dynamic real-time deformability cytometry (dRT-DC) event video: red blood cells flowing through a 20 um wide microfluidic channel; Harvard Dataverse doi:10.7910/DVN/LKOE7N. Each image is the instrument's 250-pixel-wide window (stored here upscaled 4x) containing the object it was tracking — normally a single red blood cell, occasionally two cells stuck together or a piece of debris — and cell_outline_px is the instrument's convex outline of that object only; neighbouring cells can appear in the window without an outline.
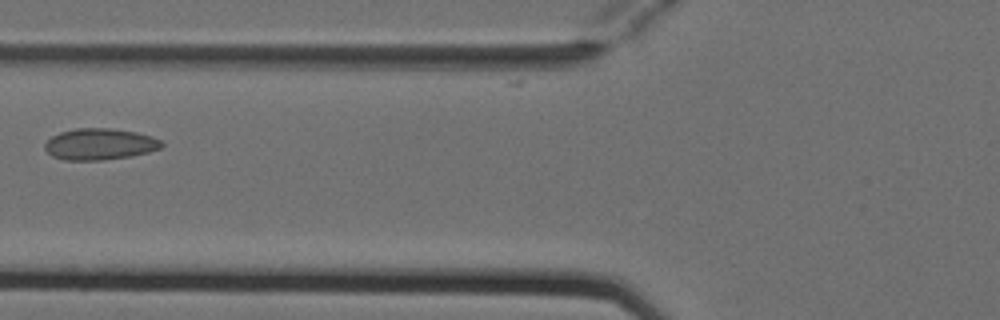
{"species": "Egyptian fruit bat (a non-hibernating species)", "species_latin": "Rousettus aegyptiacus", "temperature_condition": "cold", "stored_images_in_passage": 8, "camera_frame_rate_fps": 3000, "um_per_image_px": 0.085, "animal": {"sex": "female"}, "frame": {"image": 1, "passage_image": 7, "time_ms": 2.0, "image_size_px": [1000, 320], "cell_outline_px": [[164, 144], [160, 148], [148, 152], [132, 156], [104, 160], [64, 160], [52, 156], [44, 148], [44, 144], [52, 136], [60, 132], [76, 128], [112, 128], [136, 132], [152, 136], [160, 140]], "centroid_in_image_um": [8.48, 12.25], "position_along_channel_um": 117.3, "area_um2": 21.44}}